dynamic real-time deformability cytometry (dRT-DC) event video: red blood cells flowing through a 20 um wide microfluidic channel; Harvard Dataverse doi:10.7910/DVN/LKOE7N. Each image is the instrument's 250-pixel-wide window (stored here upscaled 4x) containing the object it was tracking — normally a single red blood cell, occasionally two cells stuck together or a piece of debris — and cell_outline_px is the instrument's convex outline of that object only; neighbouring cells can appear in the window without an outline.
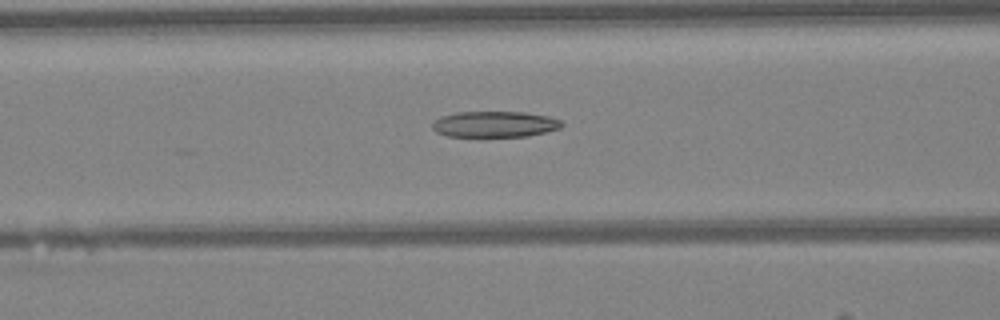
{"species": "Egyptian fruit bat (a non-hibernating species)", "species_latin": "Rousettus aegyptiacus", "temperature_condition": "warm", "stored_images_in_passage": 24, "camera_frame_rate_fps": 3000, "um_per_image_px": 0.085, "animal": {"sex": "female"}, "frame": {"image": 1, "passage_image": 20, "time_ms": 6.333, "image_size_px": [1000, 320], "cell_outline_px": [[564, 124], [560, 128], [528, 136], [448, 136], [436, 132], [432, 128], [432, 124], [440, 116], [456, 112], [524, 112], [548, 116], [560, 120]], "centroid_in_image_um": [42.04, 10.55], "position_along_channel_um": 124.6, "area_um2": 19.48}}
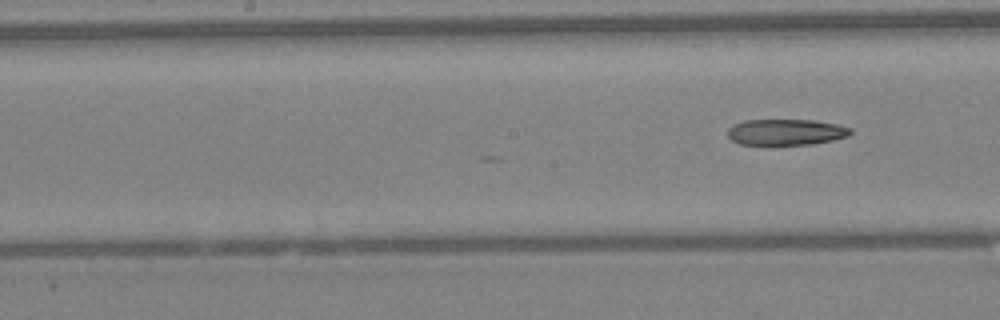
{"frame": {"image": 2, "passage_image": 24, "time_ms": 7.667, "image_size_px": [1000, 320], "cell_outline_px": [[852, 132], [848, 136], [832, 140], [812, 144], [740, 144], [732, 140], [728, 136], [728, 128], [744, 120], [812, 120], [836, 124], [852, 128]], "centroid_in_image_um": [66.82, 11.22], "position_along_channel_um": 181.4, "area_um2": 18.44}}